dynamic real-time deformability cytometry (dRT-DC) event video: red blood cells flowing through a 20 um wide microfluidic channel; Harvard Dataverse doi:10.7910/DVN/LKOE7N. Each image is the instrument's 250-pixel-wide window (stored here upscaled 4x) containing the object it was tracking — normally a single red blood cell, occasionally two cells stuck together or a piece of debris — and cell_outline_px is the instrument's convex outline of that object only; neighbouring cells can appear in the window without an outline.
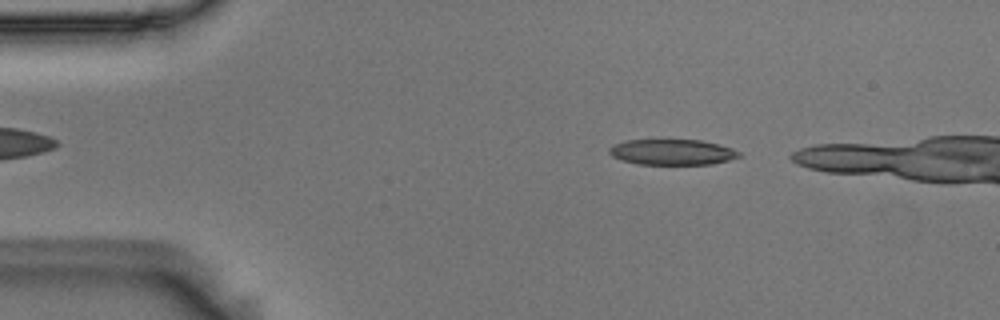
{"species": "Egyptian fruit bat (a non-hibernating species)", "species_latin": "Rousettus aegyptiacus", "temperature_condition": "room temperature", "stored_images_in_passage": 10, "camera_frame_rate_fps": 3000, "um_per_image_px": 0.085, "animal": {"sex": "male"}, "frame": {"image": 1, "passage_image": 5, "time_ms": 1.333, "image_size_px": [1000, 320], "cell_outline_px": [[740, 156], [728, 160], [712, 164], [636, 164], [620, 160], [612, 156], [608, 152], [608, 148], [612, 144], [624, 140], [700, 140], [732, 148], [740, 152]], "centroid_in_image_um": [57.07, 12.93], "position_along_channel_um": 27.9, "area_um2": 19.42}}